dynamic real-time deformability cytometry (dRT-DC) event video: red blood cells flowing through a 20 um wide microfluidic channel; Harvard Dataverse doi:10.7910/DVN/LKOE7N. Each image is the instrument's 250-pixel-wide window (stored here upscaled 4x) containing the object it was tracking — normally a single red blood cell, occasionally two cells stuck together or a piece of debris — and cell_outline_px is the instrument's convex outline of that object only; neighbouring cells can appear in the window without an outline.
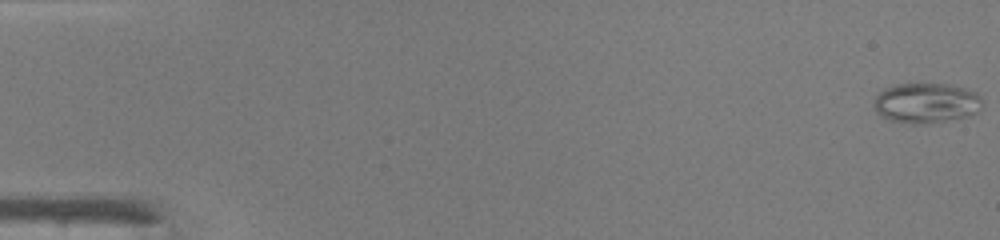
{"species": "common noctule bat (a hibernating species)", "species_latin": "Nyctalus noctula", "temperature_condition": "warm", "stored_images_in_passage": 48, "camera_frame_rate_fps": 3000, "um_per_image_px": 0.085, "animal": {"sex": "male", "body_mass_g": 19.0, "forearm_length_mm": 50.8}, "frame": {"image": 1, "passage_image": 1, "time_ms": 0.0, "image_size_px": [1000, 240], "cell_outline_px": [[984, 104], [976, 112], [968, 116], [928, 124], [912, 124], [888, 120], [876, 112], [872, 104], [872, 100], [884, 88], [896, 84], [948, 84], [964, 88], [976, 92], [980, 96]], "centroid_in_image_um": [78.7, 8.76], "position_along_channel_um": 6.3, "area_um2": 25.66}}
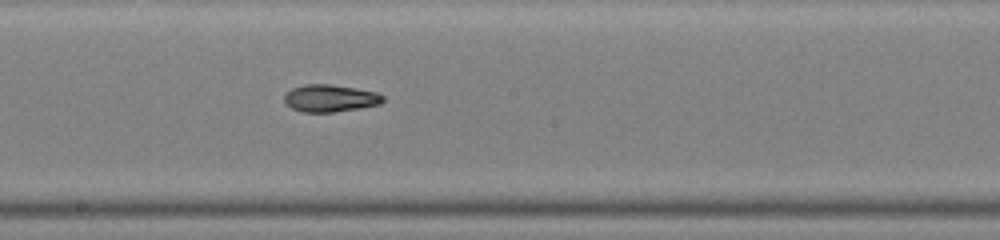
{"frame": {"image": 2, "passage_image": 27, "time_ms": 8.667, "image_size_px": [1000, 240], "cell_outline_px": [[384, 100], [380, 104], [360, 108], [332, 112], [304, 112], [292, 108], [284, 100], [284, 96], [292, 88], [304, 84], [328, 84], [356, 88], [376, 92], [384, 96]], "centroid_in_image_um": [28.08, 8.34], "position_along_channel_um": 220.1, "area_um2": 15.55}}
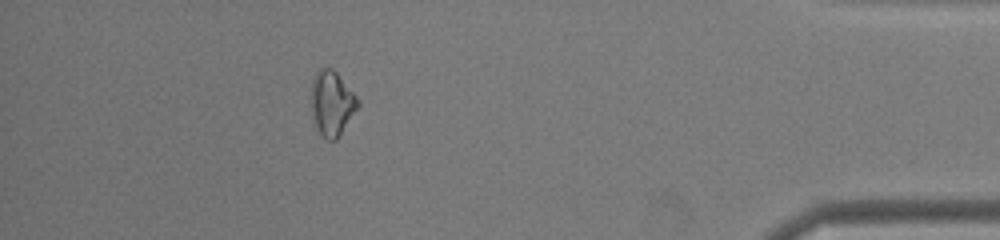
{"frame": {"image": 3, "passage_image": 43, "time_ms": 14.0, "image_size_px": [1000, 240], "cell_outline_px": [[360, 104], [336, 140], [328, 140], [316, 128], [312, 116], [312, 76], [320, 68], [332, 68], [336, 72], [360, 100]], "centroid_in_image_um": [28.21, 8.76], "position_along_channel_um": 407.0, "area_um2": 17.4}, "authors_computed_cell_mechanics": {"area_um2": 16.9354, "velocity_mm_per_s": 4.3488, "shape_relaxation_time_tau1_ms": null, "shape_relaxation_time_tau2_ms": 3.3072, "deformation_change_tau1": null, "deformation_change_tau2": 0.0829}}